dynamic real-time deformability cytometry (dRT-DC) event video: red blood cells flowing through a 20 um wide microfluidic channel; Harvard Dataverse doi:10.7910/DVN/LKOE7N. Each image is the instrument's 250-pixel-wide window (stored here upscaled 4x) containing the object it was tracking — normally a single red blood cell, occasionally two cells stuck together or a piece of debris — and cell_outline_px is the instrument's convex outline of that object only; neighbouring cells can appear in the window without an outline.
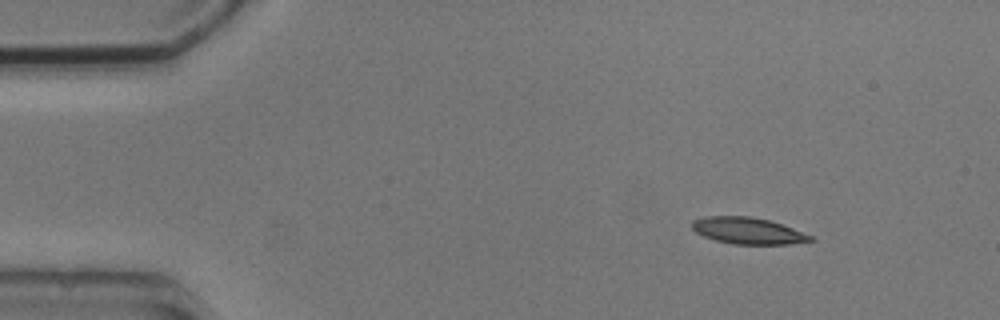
{"species": "common noctule bat (a hibernating species)", "species_latin": "Nyctalus noctula", "temperature_condition": "cold", "stored_images_in_passage": 2, "camera_frame_rate_fps": 3000, "um_per_image_px": 0.085, "animal": {"sex": "male", "body_mass_g": 20.5, "forearm_length_mm": 52.5}, "frame": {"image": 1, "passage_image": 1, "time_ms": 0.0, "image_size_px": [1000, 320], "cell_outline_px": [[816, 240], [792, 244], [732, 244], [716, 240], [704, 236], [696, 232], [692, 228], [692, 220], [704, 216], [752, 216], [768, 220], [792, 228], [812, 236]], "centroid_in_image_um": [63.56, 19.61], "position_along_channel_um": 21.4, "area_um2": 18.26}}